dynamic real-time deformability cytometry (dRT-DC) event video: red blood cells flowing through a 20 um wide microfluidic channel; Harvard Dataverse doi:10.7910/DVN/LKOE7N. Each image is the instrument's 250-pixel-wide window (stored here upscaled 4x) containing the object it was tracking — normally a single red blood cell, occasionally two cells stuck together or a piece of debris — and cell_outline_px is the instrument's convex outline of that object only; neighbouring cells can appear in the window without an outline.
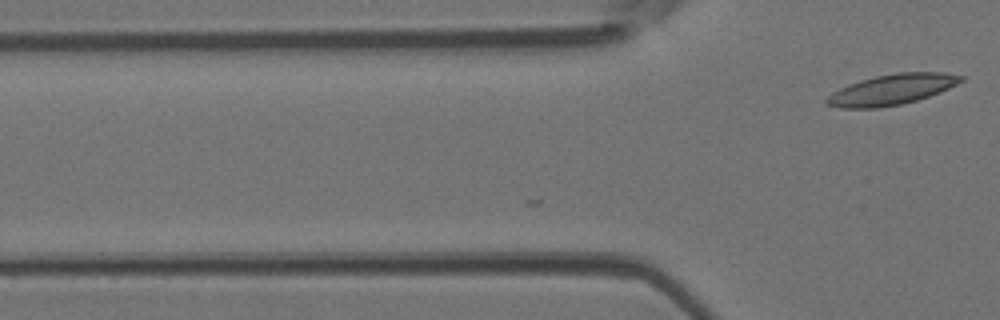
{"species": "Egyptian fruit bat (a non-hibernating species)", "species_latin": "Rousettus aegyptiacus", "temperature_condition": "room temperature", "stored_images_in_passage": 2, "camera_frame_rate_fps": 3000, "um_per_image_px": 0.085, "animal": {"sex": "female"}, "frame": {"image": 1, "passage_image": 2, "time_ms": 0.333, "image_size_px": [1000, 320], "cell_outline_px": [[964, 80], [940, 92], [916, 100], [900, 104], [876, 108], [840, 108], [824, 104], [824, 100], [832, 92], [848, 84], [860, 80], [876, 76], [896, 72], [944, 72], [964, 76]], "centroid_in_image_um": [75.77, 7.61], "position_along_channel_um": 50.0, "area_um2": 23.87}}